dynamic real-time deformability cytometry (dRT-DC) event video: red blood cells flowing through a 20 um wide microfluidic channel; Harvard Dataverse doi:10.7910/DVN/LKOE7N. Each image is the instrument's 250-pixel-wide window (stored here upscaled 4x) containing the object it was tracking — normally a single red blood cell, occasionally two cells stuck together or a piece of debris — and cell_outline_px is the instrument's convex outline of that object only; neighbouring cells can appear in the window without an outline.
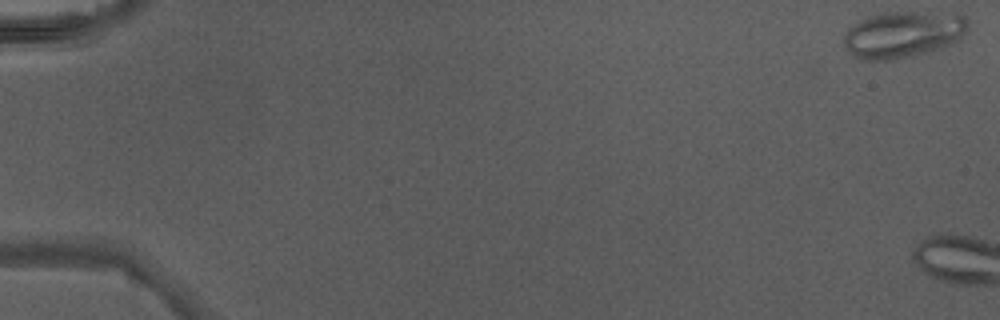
{"species": "Egyptian fruit bat (a non-hibernating species)", "species_latin": "Rousettus aegyptiacus", "temperature_condition": "warm", "stored_images_in_passage": 4, "camera_frame_rate_fps": 3000, "um_per_image_px": 0.085, "animal": {"sex": "male"}, "frame": {"image": 1, "passage_image": 1, "time_ms": 0.0, "image_size_px": [1000, 320], "cell_outline_px": [[968, 24], [960, 40], [944, 48], [912, 56], [888, 60], [860, 60], [852, 56], [848, 52], [844, 44], [844, 32], [852, 24], [868, 16], [880, 12], [916, 12], [964, 16], [968, 20]], "centroid_in_image_um": [76.7, 2.95], "position_along_channel_um": 8.3, "area_um2": 33.81}}